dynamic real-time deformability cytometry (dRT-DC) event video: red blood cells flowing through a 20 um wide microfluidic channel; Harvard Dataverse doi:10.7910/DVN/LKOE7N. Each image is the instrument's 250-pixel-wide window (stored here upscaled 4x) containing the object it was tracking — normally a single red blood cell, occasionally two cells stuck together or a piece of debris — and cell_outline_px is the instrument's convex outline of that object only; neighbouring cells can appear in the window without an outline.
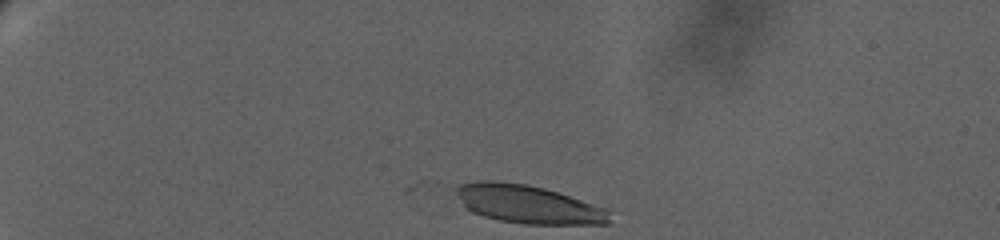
{"species": "human", "species_latin": "Homo sapiens", "temperature_condition": "warm", "stored_images_in_passage": 44, "camera_frame_rate_fps": 3000, "um_per_image_px": 0.085, "donor": {"sex": "female"}, "frame": {"image": 1, "passage_image": 1, "time_ms": 0.0, "image_size_px": [1000, 240], "cell_outline_px": [[608, 224], [524, 224], [500, 220], [484, 216], [472, 212], [464, 204], [452, 188], [460, 184], [476, 180], [492, 180], [528, 184], [544, 188], [604, 208], [608, 212]], "centroid_in_image_um": [44.81, 17.34], "position_along_channel_um": 40.2, "area_um2": 33.87}}
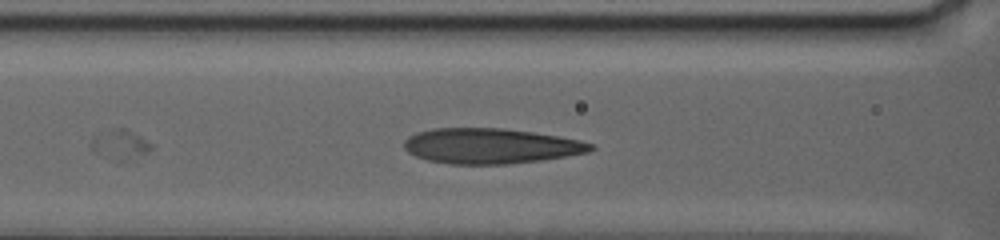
{"frame": {"image": 2, "passage_image": 40, "time_ms": 5.667, "image_size_px": [1000, 240], "cell_outline_px": [[596, 148], [588, 152], [540, 160], [508, 164], [448, 164], [428, 160], [416, 156], [408, 152], [404, 148], [404, 140], [408, 136], [416, 132], [432, 128], [504, 128], [560, 136], [580, 140], [592, 144]], "centroid_in_image_um": [41.67, 12.4], "position_along_channel_um": 124.9, "area_um2": 38.44}}
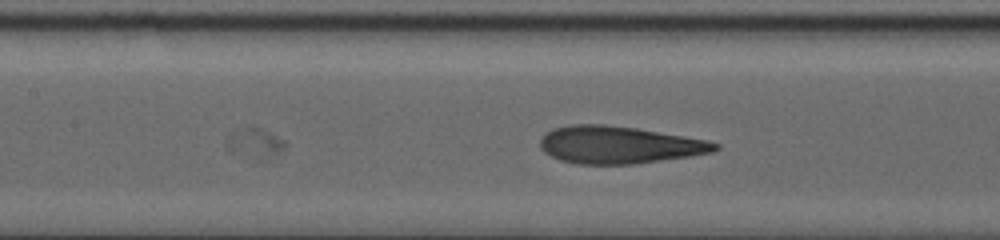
{"frame": {"image": 3, "passage_image": 44, "time_ms": 6.667, "image_size_px": [1000, 240], "cell_outline_px": [[720, 148], [712, 152], [688, 156], [632, 164], [576, 164], [560, 160], [544, 152], [540, 148], [540, 136], [544, 132], [552, 128], [568, 124], [604, 124], [636, 128], [684, 136], [704, 140], [720, 144]], "centroid_in_image_um": [52.53, 12.3], "position_along_channel_um": 154.9, "area_um2": 38.09}}